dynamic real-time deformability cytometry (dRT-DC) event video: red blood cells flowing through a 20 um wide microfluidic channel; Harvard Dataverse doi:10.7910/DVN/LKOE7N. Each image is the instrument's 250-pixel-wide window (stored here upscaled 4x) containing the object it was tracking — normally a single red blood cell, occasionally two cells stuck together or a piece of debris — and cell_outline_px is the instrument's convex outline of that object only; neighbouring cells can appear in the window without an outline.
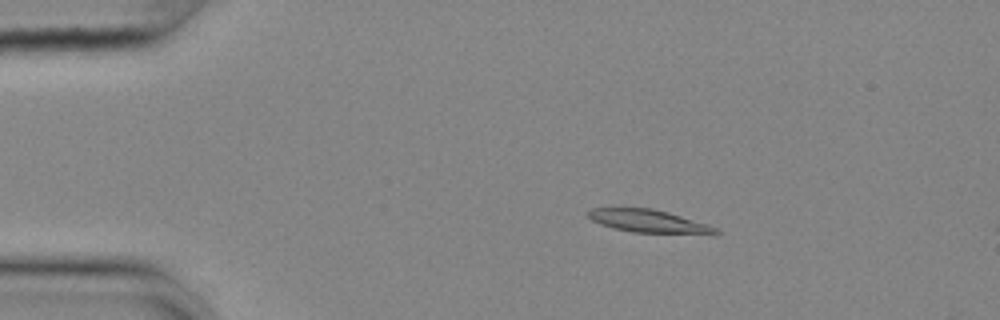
{"species": "common noctule bat (a hibernating species)", "species_latin": "Nyctalus noctula", "temperature_condition": "cold", "stored_images_in_passage": 44, "camera_frame_rate_fps": 3000, "um_per_image_px": 0.085, "animal": {"sex": "female", "body_mass_g": 25.1}, "frame": {"image": 1, "passage_image": 9, "time_ms": 2.667, "image_size_px": [1000, 320], "cell_outline_px": [[720, 232], [716, 236], [632, 232], [612, 228], [600, 224], [592, 220], [584, 212], [592, 208], [652, 208], [668, 212], [708, 224], [716, 228]], "centroid_in_image_um": [55.22, 18.83], "position_along_channel_um": 29.8, "area_um2": 17.63}}
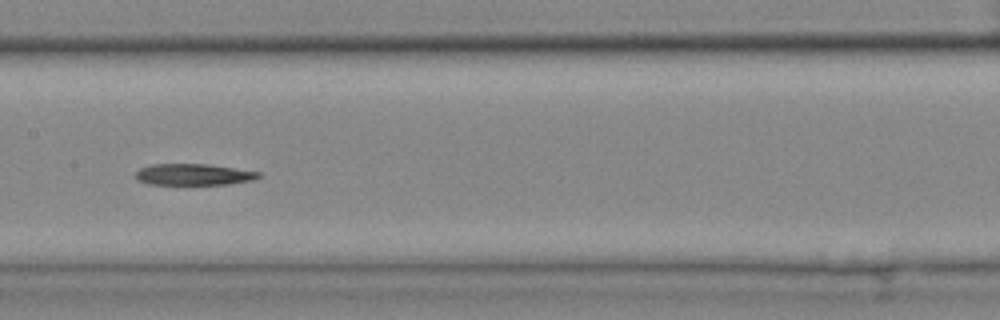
{"frame": {"image": 2, "passage_image": 27, "time_ms": 8.667, "image_size_px": [1000, 320], "cell_outline_px": [[260, 176], [252, 180], [228, 184], [148, 184], [136, 180], [136, 172], [140, 168], [152, 164], [204, 164], [260, 172]], "centroid_in_image_um": [16.4, 14.83], "position_along_channel_um": 191.0, "area_um2": 15.09}}
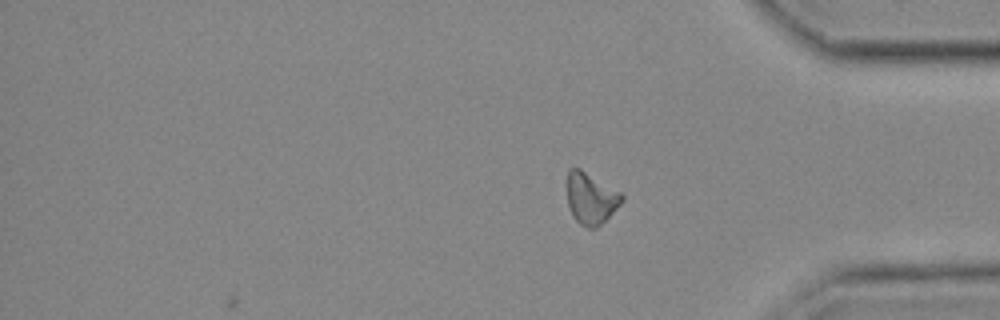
{"frame": {"image": 3, "passage_image": 44, "time_ms": 14.333, "image_size_px": [1000, 320], "cell_outline_px": [[624, 200], [596, 228], [588, 228], [580, 224], [572, 216], [568, 204], [568, 168], [580, 168], [620, 192], [624, 196]], "centroid_in_image_um": [50.21, 16.85], "position_along_channel_um": 385.0, "area_um2": 16.13}, "authors_computed_cell_mechanics": {"area_um2": 16.8198, "velocity_mm_per_s": 3.6283, "shape_relaxation_time_tau1_ms": null, "shape_relaxation_time_tau2_ms": 6.322, "deformation_change_tau1": null, "deformation_change_tau2": 0.1748}}